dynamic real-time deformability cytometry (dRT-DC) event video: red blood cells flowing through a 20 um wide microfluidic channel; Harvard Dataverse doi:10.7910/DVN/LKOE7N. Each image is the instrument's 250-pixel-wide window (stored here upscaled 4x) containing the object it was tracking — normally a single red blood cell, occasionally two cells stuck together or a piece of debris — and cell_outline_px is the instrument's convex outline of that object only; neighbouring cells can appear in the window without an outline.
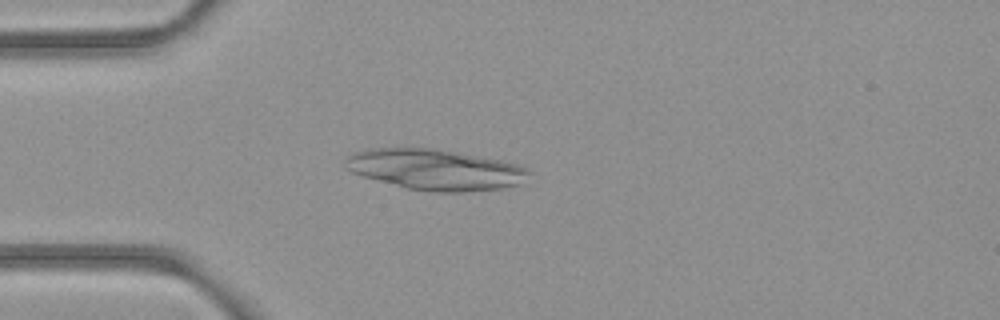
{"species": "common noctule bat (a hibernating species)", "species_latin": "Nyctalus noctula", "temperature_condition": "room temperature", "stored_images_in_passage": 51, "camera_frame_rate_fps": 3000, "um_per_image_px": 0.085, "animal": {"sex": "female", "body_mass_g": 21.9}, "frame": {"image": 1, "passage_image": 13, "time_ms": 4.0, "image_size_px": [1000, 320], "cell_outline_px": [[532, 172], [524, 184], [500, 188], [464, 192], [436, 192], [408, 188], [364, 176], [352, 172], [344, 168], [348, 156], [356, 152], [372, 148], [432, 148], [500, 160], [516, 164]], "centroid_in_image_um": [37.04, 14.42], "position_along_channel_um": 48.0, "area_um2": 43.12}}
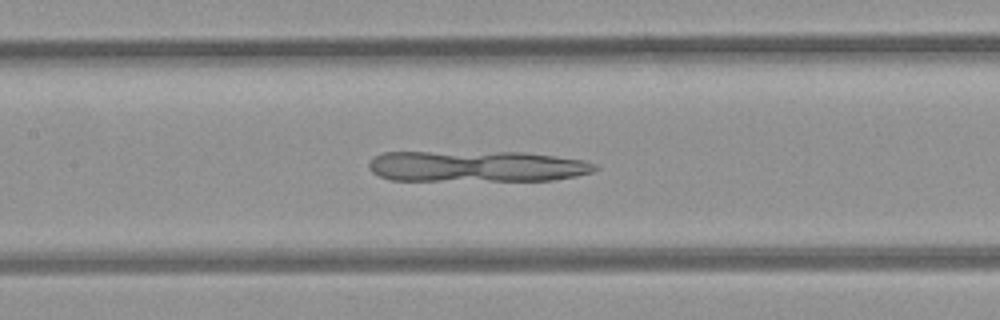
{"frame": {"image": 2, "passage_image": 23, "time_ms": 7.333, "image_size_px": [1000, 320], "cell_outline_px": [[600, 168], [592, 172], [576, 176], [552, 180], [392, 180], [380, 176], [372, 172], [368, 168], [368, 164], [372, 156], [384, 152], [524, 152], [556, 156], [584, 160], [596, 164]], "centroid_in_image_um": [40.51, 14.13], "position_along_channel_um": 166.9, "area_um2": 41.15}}
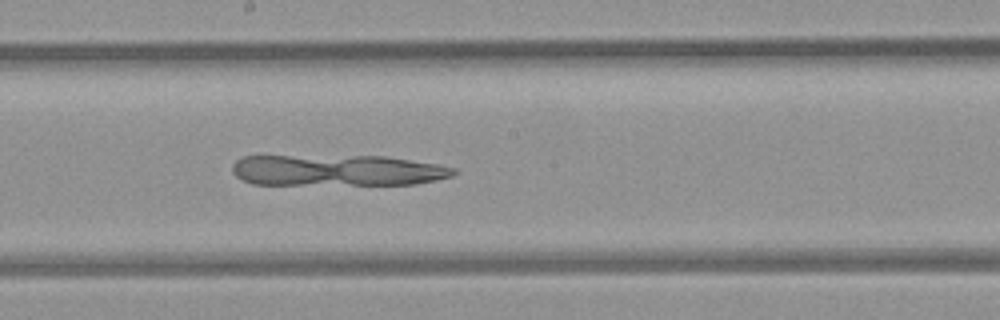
{"frame": {"image": 3, "passage_image": 27, "time_ms": 8.667, "image_size_px": [1000, 320], "cell_outline_px": [[456, 172], [452, 176], [436, 180], [416, 184], [252, 184], [240, 180], [232, 172], [232, 164], [236, 160], [244, 156], [384, 156], [436, 164], [456, 168]], "centroid_in_image_um": [28.63, 14.48], "position_along_channel_um": 219.6, "area_um2": 40.17}}